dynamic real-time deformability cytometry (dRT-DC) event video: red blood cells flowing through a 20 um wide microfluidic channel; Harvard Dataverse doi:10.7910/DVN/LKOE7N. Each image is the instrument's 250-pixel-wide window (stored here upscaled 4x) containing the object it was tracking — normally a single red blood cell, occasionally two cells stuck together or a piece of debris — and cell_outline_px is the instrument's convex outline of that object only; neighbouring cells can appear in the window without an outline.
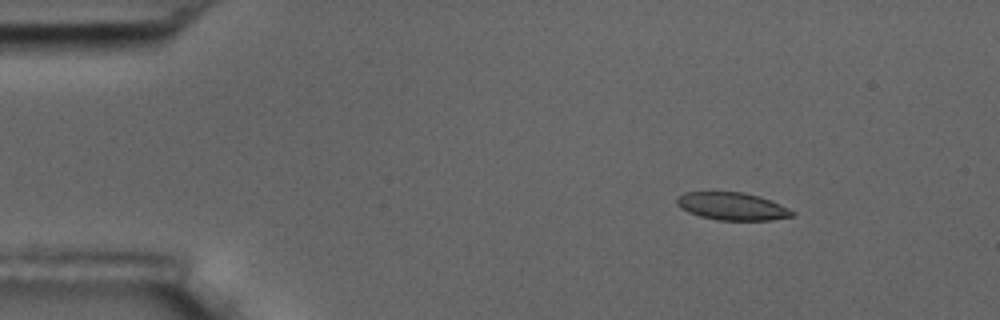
{"species": "common noctule bat (a hibernating species)", "species_latin": "Nyctalus noctula", "temperature_condition": "room temperature", "stored_images_in_passage": 4, "camera_frame_rate_fps": 3000, "um_per_image_px": 0.085, "animal": {"sex": "male", "body_mass_g": 17.5, "forearm_length_mm": 52.3}, "frame": {"image": 1, "passage_image": 2, "time_ms": 1.0, "image_size_px": [1000, 320], "cell_outline_px": [[796, 212], [792, 216], [772, 220], [716, 220], [700, 216], [688, 212], [680, 208], [676, 204], [676, 200], [684, 192], [744, 192], [760, 196], [780, 204]], "centroid_in_image_um": [62.24, 17.53], "position_along_channel_um": 22.8, "area_um2": 18.61}}